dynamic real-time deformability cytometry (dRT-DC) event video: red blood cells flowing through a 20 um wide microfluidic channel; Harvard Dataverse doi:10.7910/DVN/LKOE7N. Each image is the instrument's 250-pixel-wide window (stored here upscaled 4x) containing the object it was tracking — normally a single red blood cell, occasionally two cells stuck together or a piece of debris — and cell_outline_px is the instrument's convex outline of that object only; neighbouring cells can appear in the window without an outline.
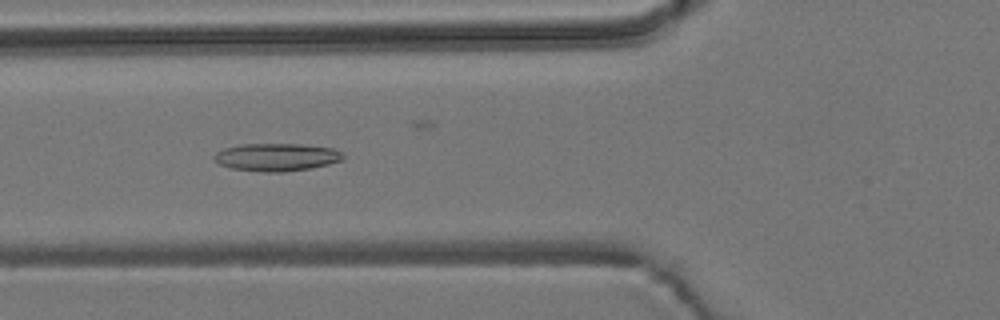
{"species": "common noctule bat (a hibernating species)", "species_latin": "Nyctalus noctula", "temperature_condition": "room temperature", "stored_images_in_passage": 56, "camera_frame_rate_fps": 3000, "um_per_image_px": 0.085, "animal": {"sex": "male", "body_mass_g": 19.2, "forearm_length_mm": 51.8}, "frame": {"image": 1, "passage_image": 20, "time_ms": 6.333, "image_size_px": [1000, 320], "cell_outline_px": [[344, 156], [340, 160], [328, 164], [312, 168], [284, 172], [260, 172], [232, 168], [220, 164], [212, 160], [212, 156], [216, 152], [224, 148], [240, 144], [300, 144], [332, 148], [340, 152]], "centroid_in_image_um": [23.45, 13.36], "position_along_channel_um": 102.4, "area_um2": 20.87}}
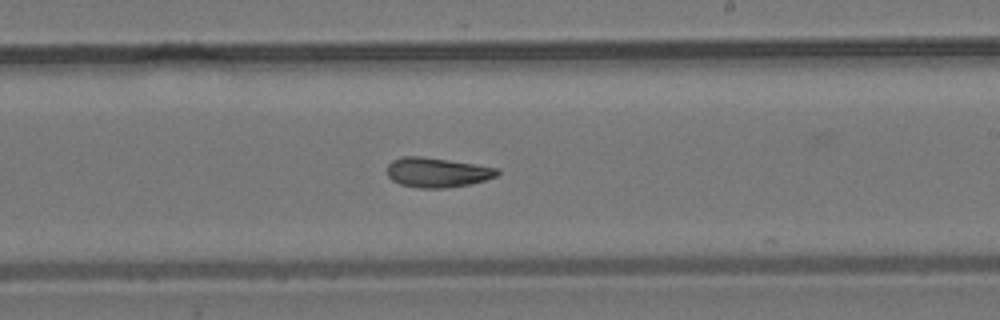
{"frame": {"image": 2, "passage_image": 32, "time_ms": 10.333, "image_size_px": [1000, 320], "cell_outline_px": [[500, 172], [496, 176], [484, 180], [468, 184], [444, 188], [420, 188], [400, 184], [392, 180], [388, 176], [388, 164], [392, 160], [400, 156], [420, 156], [476, 164], [500, 168]], "centroid_in_image_um": [37.15, 14.64], "position_along_channel_um": 251.8, "area_um2": 19.02}}
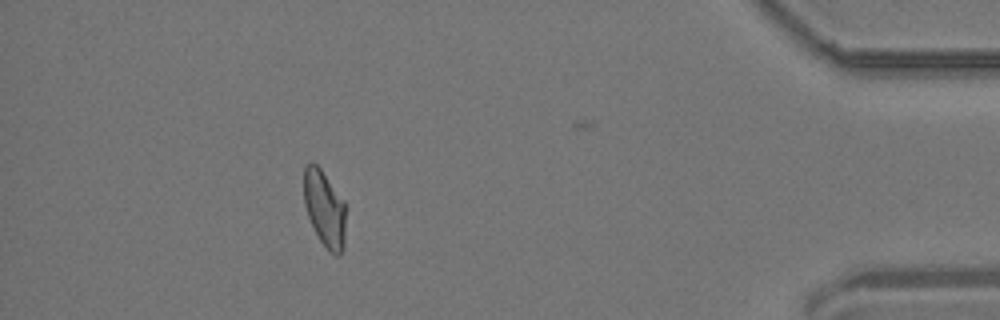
{"frame": {"image": 3, "passage_image": 49, "time_ms": 16.0, "image_size_px": [1000, 320], "cell_outline_px": [[344, 248], [340, 256], [336, 256], [328, 252], [320, 240], [308, 216], [304, 204], [304, 164], [312, 160], [320, 168], [344, 200]], "centroid_in_image_um": [27.57, 17.72], "position_along_channel_um": 407.6, "area_um2": 18.67}, "authors_computed_cell_mechanics": {"area_um2": 19.4208, "velocity_mm_per_s": 3.7337, "shape_relaxation_time_tau1_ms": null, "shape_relaxation_time_tau2_ms": 4.8041, "deformation_change_tau1": null, "deformation_change_tau2": 0.1206}}